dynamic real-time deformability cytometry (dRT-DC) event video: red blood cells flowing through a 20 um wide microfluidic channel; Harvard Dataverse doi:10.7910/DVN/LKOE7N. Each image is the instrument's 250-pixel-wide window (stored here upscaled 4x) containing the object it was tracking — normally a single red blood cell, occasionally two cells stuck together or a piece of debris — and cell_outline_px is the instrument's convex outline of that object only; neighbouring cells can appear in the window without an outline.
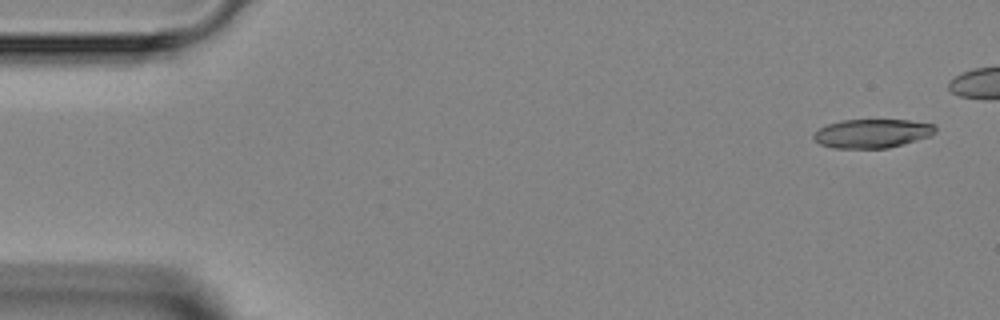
{"species": "Egyptian fruit bat (a non-hibernating species)", "species_latin": "Rousettus aegyptiacus", "temperature_condition": "room temperature", "stored_images_in_passage": 5, "camera_frame_rate_fps": 3000, "um_per_image_px": 0.085, "animal": {"sex": "female"}, "frame": {"image": 1, "passage_image": 1, "time_ms": 0.0, "image_size_px": [1000, 320], "cell_outline_px": [[936, 132], [928, 136], [916, 140], [888, 148], [832, 148], [820, 144], [812, 140], [812, 136], [820, 128], [828, 124], [844, 120], [908, 120], [936, 124]], "centroid_in_image_um": [74.12, 11.34], "position_along_channel_um": 10.9, "area_um2": 20.4}}